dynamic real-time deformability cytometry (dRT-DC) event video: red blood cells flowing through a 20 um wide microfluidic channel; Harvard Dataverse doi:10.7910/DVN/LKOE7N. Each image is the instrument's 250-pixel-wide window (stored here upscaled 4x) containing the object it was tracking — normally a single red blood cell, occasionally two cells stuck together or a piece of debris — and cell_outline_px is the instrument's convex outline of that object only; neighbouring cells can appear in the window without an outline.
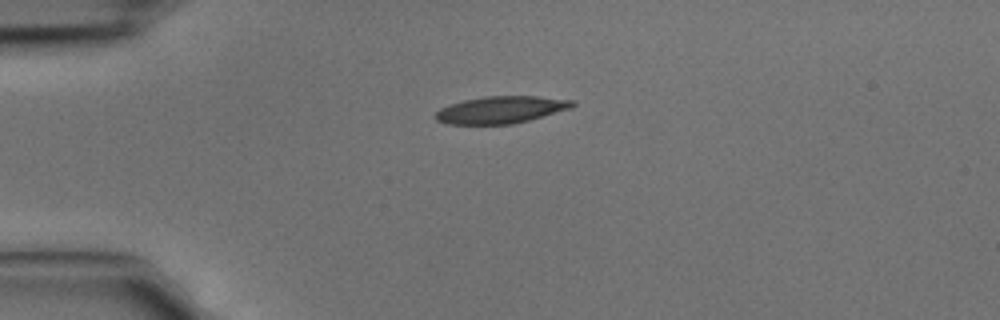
{"species": "common noctule bat (a hibernating species)", "species_latin": "Nyctalus noctula", "temperature_condition": "cold", "stored_images_in_passage": 2, "camera_frame_rate_fps": 3000, "um_per_image_px": 0.085, "animal": {"sex": "male", "body_mass_g": 15.6}, "frame": {"image": 1, "passage_image": 1, "time_ms": 0.0, "image_size_px": [1000, 320], "cell_outline_px": [[576, 104], [572, 108], [528, 120], [512, 124], [448, 124], [436, 120], [432, 116], [440, 108], [464, 100], [484, 96], [536, 96], [572, 100]], "centroid_in_image_um": [42.56, 9.33], "position_along_channel_um": 42.4, "area_um2": 21.56}}
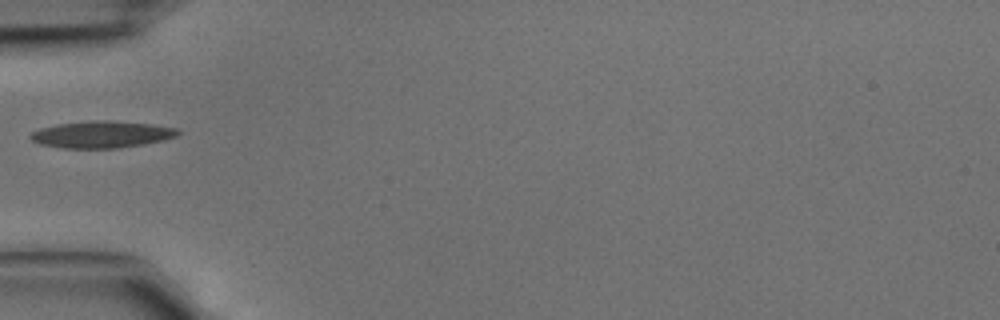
{"frame": {"image": 2, "passage_image": 2, "time_ms": 0.333, "image_size_px": [1000, 320], "cell_outline_px": [[180, 132], [176, 136], [164, 140], [144, 144], [120, 148], [64, 148], [40, 144], [32, 140], [28, 136], [32, 132], [40, 128], [56, 124], [96, 120], [108, 120], [152, 124], [176, 128]], "centroid_in_image_um": [8.63, 11.43], "position_along_channel_um": 76.4, "area_um2": 23.06}}